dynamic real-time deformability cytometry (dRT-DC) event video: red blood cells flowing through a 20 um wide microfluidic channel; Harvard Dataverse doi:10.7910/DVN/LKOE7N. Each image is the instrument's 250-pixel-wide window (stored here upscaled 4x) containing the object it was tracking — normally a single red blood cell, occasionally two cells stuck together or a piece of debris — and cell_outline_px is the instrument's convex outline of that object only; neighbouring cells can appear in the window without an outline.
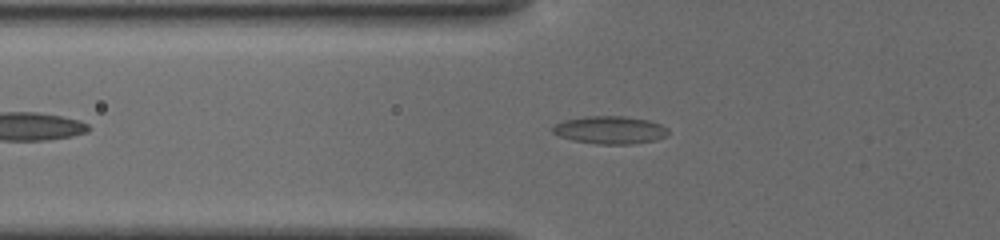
{"species": "common noctule bat (a hibernating species)", "species_latin": "Nyctalus noctula", "temperature_condition": "cold", "stored_images_in_passage": 44, "camera_frame_rate_fps": 3000, "um_per_image_px": 0.085, "animal": {"sex": "female", "body_mass_g": 19.5, "forearm_length_mm": 54.1}, "frame": {"image": 1, "passage_image": 9, "time_ms": 2.667, "image_size_px": [1000, 240], "cell_outline_px": [[668, 136], [656, 140], [632, 144], [596, 144], [572, 140], [560, 136], [552, 132], [552, 128], [556, 124], [564, 120], [584, 116], [624, 116], [648, 120], [660, 124], [668, 128]], "centroid_in_image_um": [51.87, 11.05], "position_along_channel_um": 73.9, "area_um2": 18.79}}
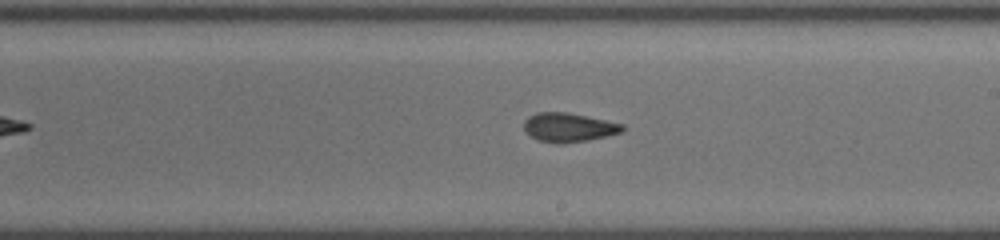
{"frame": {"image": 2, "passage_image": 24, "time_ms": 7.0, "image_size_px": [1000, 240], "cell_outline_px": [[628, 128], [624, 132], [588, 140], [560, 144], [556, 144], [540, 140], [532, 136], [524, 128], [524, 120], [528, 116], [536, 112], [568, 112], [624, 124]], "centroid_in_image_um": [48.39, 10.82], "position_along_channel_um": 240.6, "area_um2": 16.76}}
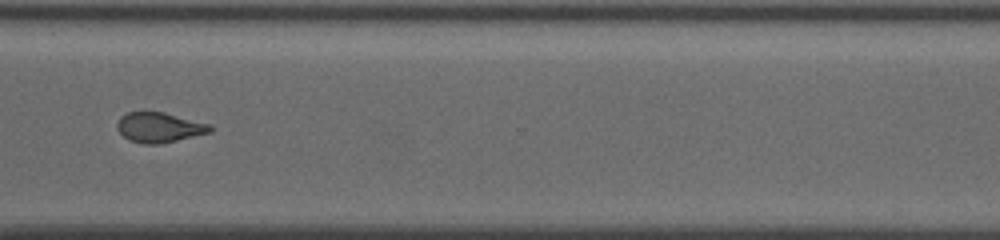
{"frame": {"image": 3, "passage_image": 33, "time_ms": 10.0, "image_size_px": [1000, 240], "cell_outline_px": [[212, 132], [160, 144], [144, 144], [128, 140], [116, 128], [116, 124], [120, 116], [128, 112], [164, 112], [212, 124]], "centroid_in_image_um": [13.55, 10.83], "position_along_channel_um": 357.1, "area_um2": 16.42}, "authors_computed_cell_mechanics": {"area_um2": 16.4441, "velocity_mm_per_s": 3.8886, "shape_relaxation_time_tau1_ms": 6.6455, "shape_relaxation_time_tau2_ms": 2.2566, "deformation_change_tau1": 0.1709, "deformation_change_tau2": 0.0937}}